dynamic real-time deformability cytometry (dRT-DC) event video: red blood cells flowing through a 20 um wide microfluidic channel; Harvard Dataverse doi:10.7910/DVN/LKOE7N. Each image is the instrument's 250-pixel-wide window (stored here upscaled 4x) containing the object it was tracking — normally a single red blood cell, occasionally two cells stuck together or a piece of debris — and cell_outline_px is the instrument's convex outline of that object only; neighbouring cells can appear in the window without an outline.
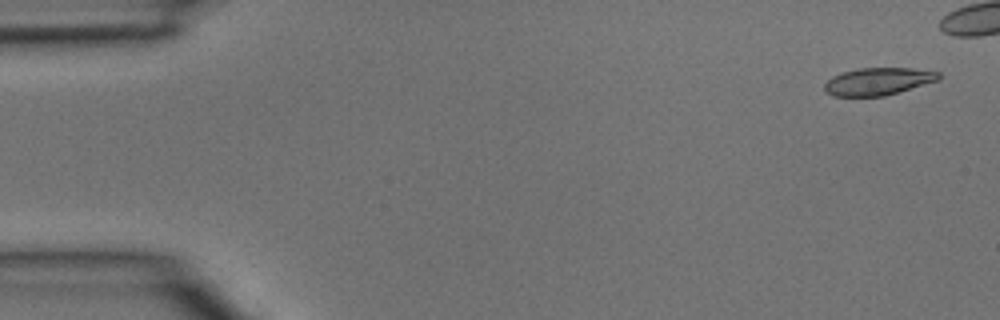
{"species": "common noctule bat (a hibernating species)", "species_latin": "Nyctalus noctula", "temperature_condition": "room temperature", "stored_images_in_passage": 4, "camera_frame_rate_fps": 3000, "um_per_image_px": 0.085, "animal": {"sex": "male", "body_mass_g": 15.6}, "frame": {"image": 1, "passage_image": 1, "time_ms": 0.0, "image_size_px": [1000, 320], "cell_outline_px": [[940, 80], [884, 96], [832, 96], [824, 92], [824, 84], [832, 76], [840, 72], [860, 68], [912, 68], [940, 72]], "centroid_in_image_um": [74.62, 6.92], "position_along_channel_um": 10.4, "area_um2": 18.38}}